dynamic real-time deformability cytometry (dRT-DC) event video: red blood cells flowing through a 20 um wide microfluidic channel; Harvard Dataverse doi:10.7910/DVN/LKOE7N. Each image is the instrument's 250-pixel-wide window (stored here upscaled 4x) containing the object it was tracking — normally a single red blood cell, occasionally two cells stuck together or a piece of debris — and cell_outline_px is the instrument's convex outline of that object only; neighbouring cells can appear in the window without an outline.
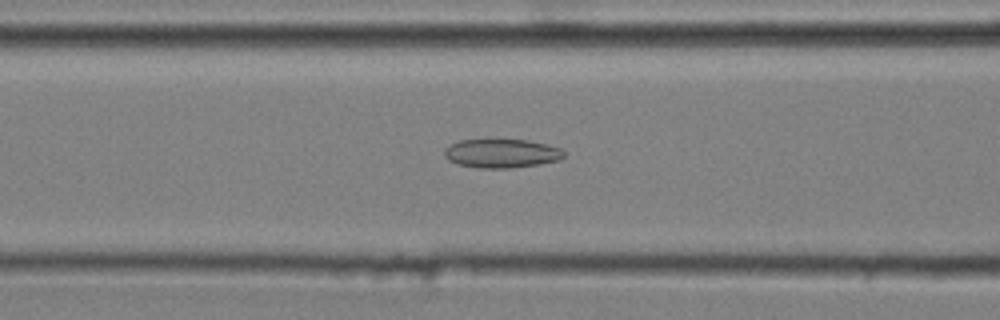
{"species": "common noctule bat (a hibernating species)", "species_latin": "Nyctalus noctula", "temperature_condition": "cold", "stored_images_in_passage": 51, "camera_frame_rate_fps": 3000, "um_per_image_px": 0.085, "animal": {"sex": "male", "body_mass_g": 20.4}, "frame": {"image": 1, "passage_image": 22, "time_ms": 7.0, "image_size_px": [1000, 320], "cell_outline_px": [[564, 156], [560, 160], [540, 164], [508, 168], [476, 168], [460, 164], [448, 160], [444, 156], [444, 148], [460, 140], [488, 136], [528, 140], [560, 148], [564, 152]], "centroid_in_image_um": [42.59, 12.99], "position_along_channel_um": 124.0, "area_um2": 20.92}}
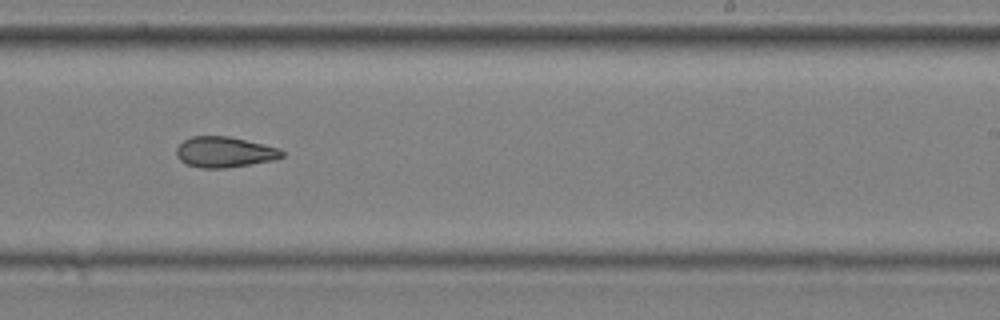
{"frame": {"image": 2, "passage_image": 34, "time_ms": 11.0, "image_size_px": [1000, 320], "cell_outline_px": [[284, 156], [276, 160], [224, 168], [200, 168], [188, 164], [180, 160], [176, 156], [176, 148], [184, 140], [192, 136], [228, 136], [280, 148], [284, 152]], "centroid_in_image_um": [19.1, 12.93], "position_along_channel_um": 269.9, "area_um2": 18.84}}
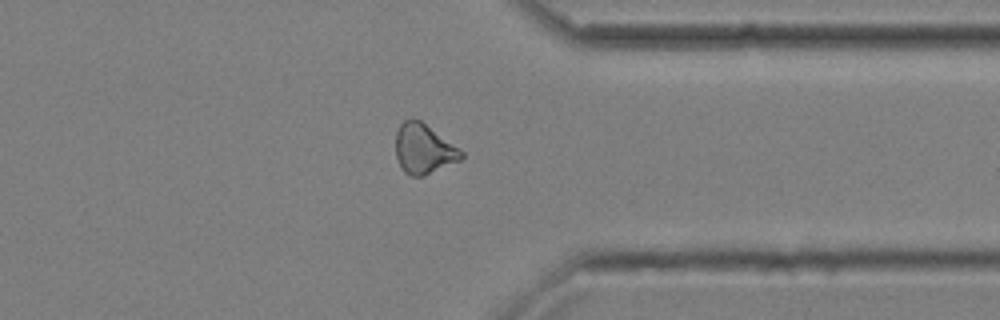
{"frame": {"image": 3, "passage_image": 43, "time_ms": 14.0, "image_size_px": [1000, 320], "cell_outline_px": [[464, 156], [460, 160], [424, 176], [408, 176], [400, 168], [396, 156], [396, 132], [400, 124], [404, 120], [412, 116], [420, 120], [464, 152]], "centroid_in_image_um": [35.98, 12.66], "position_along_channel_um": 375.4, "area_um2": 19.13}, "authors_computed_cell_mechanics": {"area_um2": 19.9988, "velocity_mm_per_s": 3.6538, "shape_relaxation_time_tau1_ms": null, "shape_relaxation_time_tau2_ms": 4.5014, "deformation_change_tau1": null, "deformation_change_tau2": 0.1281}}